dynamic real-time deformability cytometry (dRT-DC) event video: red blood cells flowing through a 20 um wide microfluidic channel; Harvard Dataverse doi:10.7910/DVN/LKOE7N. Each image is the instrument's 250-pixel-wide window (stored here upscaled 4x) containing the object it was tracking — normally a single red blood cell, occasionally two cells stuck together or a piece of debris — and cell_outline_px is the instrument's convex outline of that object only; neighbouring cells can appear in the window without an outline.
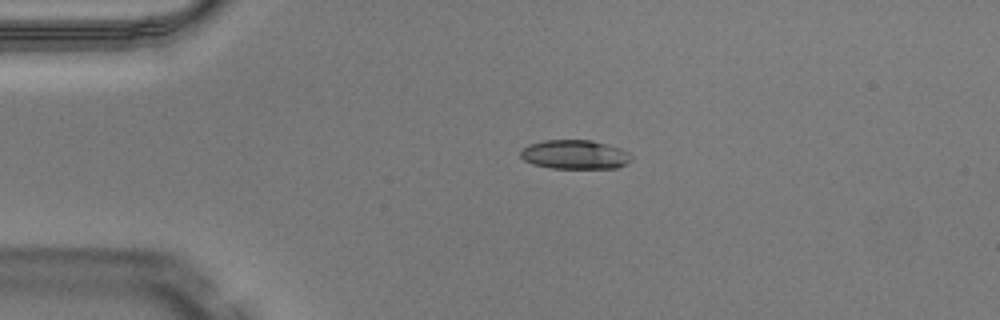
{"species": "Egyptian fruit bat (a non-hibernating species)", "species_latin": "Rousettus aegyptiacus", "temperature_condition": "warm", "stored_images_in_passage": 39, "camera_frame_rate_fps": 3000, "um_per_image_px": 0.085, "animal": {"sex": "male"}, "frame": {"image": 1, "passage_image": 1, "time_ms": 0.0, "image_size_px": [1000, 320], "cell_outline_px": [[632, 156], [624, 164], [616, 168], [552, 168], [532, 164], [524, 160], [520, 156], [520, 152], [528, 144], [544, 140], [592, 140], [608, 144], [620, 148], [628, 152]], "centroid_in_image_um": [48.83, 13.13], "position_along_channel_um": 36.2, "area_um2": 18.73}}
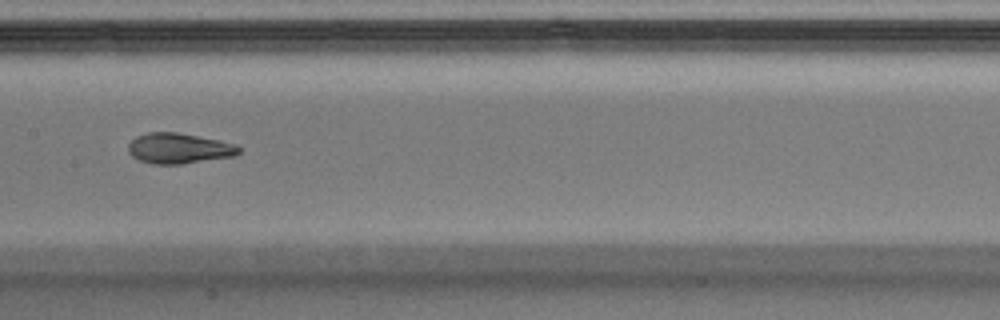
{"frame": {"image": 2, "passage_image": 15, "time_ms": 4.667, "image_size_px": [1000, 320], "cell_outline_px": [[240, 152], [236, 156], [180, 164], [152, 164], [140, 160], [132, 156], [128, 152], [128, 144], [136, 136], [148, 132], [176, 132], [220, 140], [236, 144], [240, 148]], "centroid_in_image_um": [15.21, 12.61], "position_along_channel_um": 192.2, "area_um2": 19.71}}
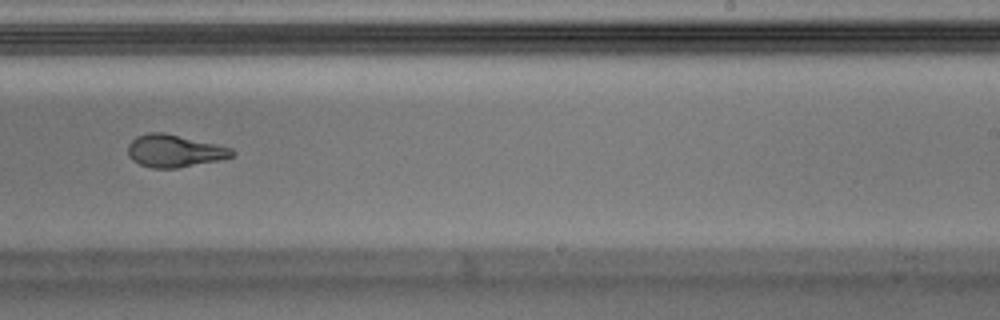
{"frame": {"image": 3, "passage_image": 21, "time_ms": 6.667, "image_size_px": [1000, 320], "cell_outline_px": [[236, 152], [232, 156], [220, 160], [176, 168], [152, 168], [140, 164], [132, 160], [128, 156], [128, 144], [136, 136], [148, 132], [164, 132], [216, 144], [232, 148]], "centroid_in_image_um": [14.81, 12.82], "position_along_channel_um": 274.2, "area_um2": 19.71}, "authors_computed_cell_mechanics": {"area_um2": 19.7098, "velocity_mm_per_s": 4.1192, "shape_relaxation_time_tau1_ms": 4.6323, "shape_relaxation_time_tau2_ms": 1.355, "deformation_change_tau1": 0.2008, "deformation_change_tau2": 0.0907}}